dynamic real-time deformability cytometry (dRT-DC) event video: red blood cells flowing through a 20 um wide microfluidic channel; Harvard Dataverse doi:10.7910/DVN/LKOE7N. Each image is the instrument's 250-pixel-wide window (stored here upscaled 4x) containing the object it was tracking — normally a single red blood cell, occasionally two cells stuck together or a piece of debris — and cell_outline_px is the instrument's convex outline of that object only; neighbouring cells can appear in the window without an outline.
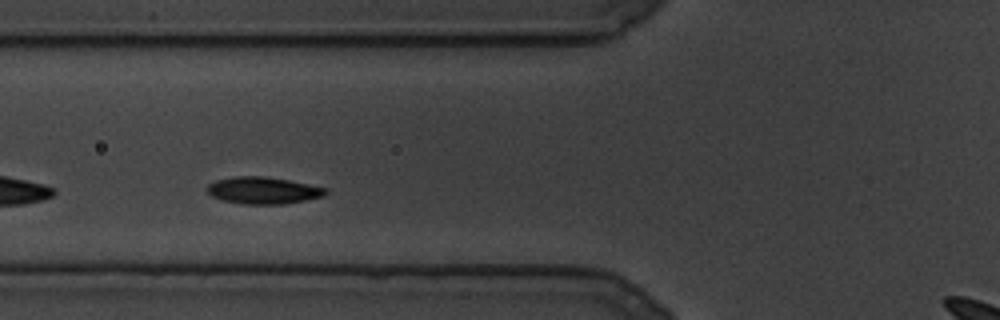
{"species": "common noctule bat (a hibernating species)", "species_latin": "Nyctalus noctula", "temperature_condition": "cold", "stored_images_in_passage": 66, "camera_frame_rate_fps": 3000, "um_per_image_px": 0.085, "animal": {"sex": "male", "body_mass_g": 19.5, "forearm_length_mm": 54.6}, "frame": {"image": 1, "passage_image": 11, "time_ms": 3.333, "image_size_px": [1000, 320], "cell_outline_px": [[328, 192], [324, 196], [284, 204], [244, 204], [224, 200], [212, 196], [208, 192], [208, 184], [216, 180], [236, 176], [264, 176], [288, 180], [328, 188]], "centroid_in_image_um": [22.39, 16.18], "position_along_channel_um": 103.4, "area_um2": 18.44}}
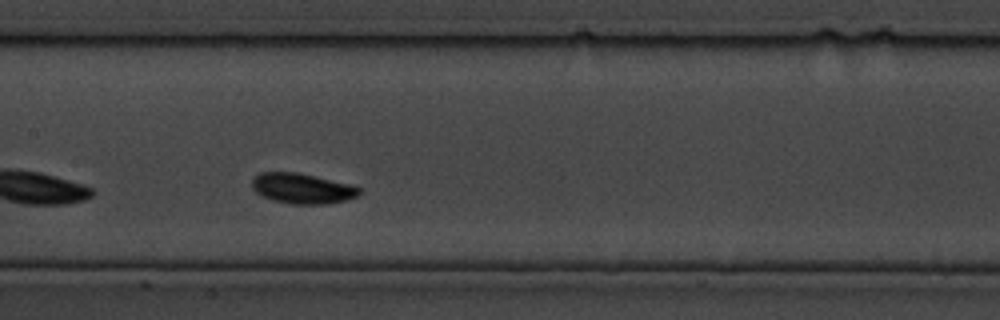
{"frame": {"image": 2, "passage_image": 25, "time_ms": 8.0, "image_size_px": [1000, 320], "cell_outline_px": [[360, 196], [344, 200], [324, 204], [292, 204], [272, 200], [256, 192], [252, 188], [252, 180], [260, 172], [296, 172], [352, 184], [360, 188]], "centroid_in_image_um": [25.71, 16.01], "position_along_channel_um": 181.7, "area_um2": 18.9}}
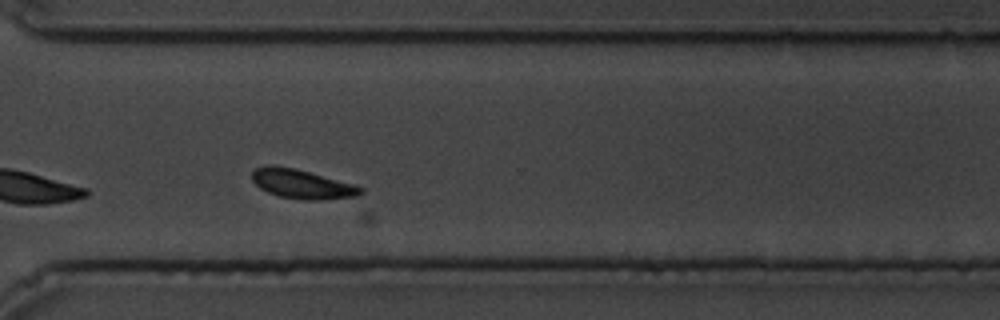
{"frame": {"image": 3, "passage_image": 54, "time_ms": 17.667, "image_size_px": [1000, 320], "cell_outline_px": [[364, 192], [356, 196], [320, 200], [304, 200], [280, 196], [268, 192], [260, 188], [252, 180], [252, 172], [256, 168], [268, 164], [272, 164], [292, 168], [356, 184], [364, 188]], "centroid_in_image_um": [25.68, 15.64], "position_along_channel_um": 344.9, "area_um2": 18.44}}